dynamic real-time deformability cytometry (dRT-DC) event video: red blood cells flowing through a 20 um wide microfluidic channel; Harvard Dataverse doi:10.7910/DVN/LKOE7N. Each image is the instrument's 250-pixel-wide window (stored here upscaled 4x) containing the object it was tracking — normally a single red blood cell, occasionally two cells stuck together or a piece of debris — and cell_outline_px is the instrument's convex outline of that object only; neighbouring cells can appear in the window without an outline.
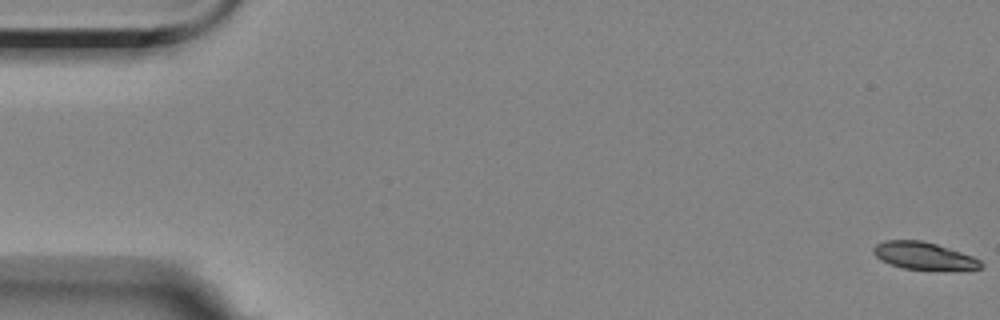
{"species": "Egyptian fruit bat (a non-hibernating species)", "species_latin": "Rousettus aegyptiacus", "temperature_condition": "room temperature", "stored_images_in_passage": 5, "camera_frame_rate_fps": 3000, "um_per_image_px": 0.085, "animal": {"sex": "female"}, "frame": {"image": 1, "passage_image": 1, "time_ms": 0.0, "image_size_px": [1000, 320], "cell_outline_px": [[984, 268], [956, 272], [904, 268], [880, 260], [872, 252], [872, 248], [876, 244], [884, 240], [920, 240], [936, 244], [972, 256], [980, 260], [984, 264]], "centroid_in_image_um": [78.59, 21.78], "position_along_channel_um": 6.4, "area_um2": 17.63}}